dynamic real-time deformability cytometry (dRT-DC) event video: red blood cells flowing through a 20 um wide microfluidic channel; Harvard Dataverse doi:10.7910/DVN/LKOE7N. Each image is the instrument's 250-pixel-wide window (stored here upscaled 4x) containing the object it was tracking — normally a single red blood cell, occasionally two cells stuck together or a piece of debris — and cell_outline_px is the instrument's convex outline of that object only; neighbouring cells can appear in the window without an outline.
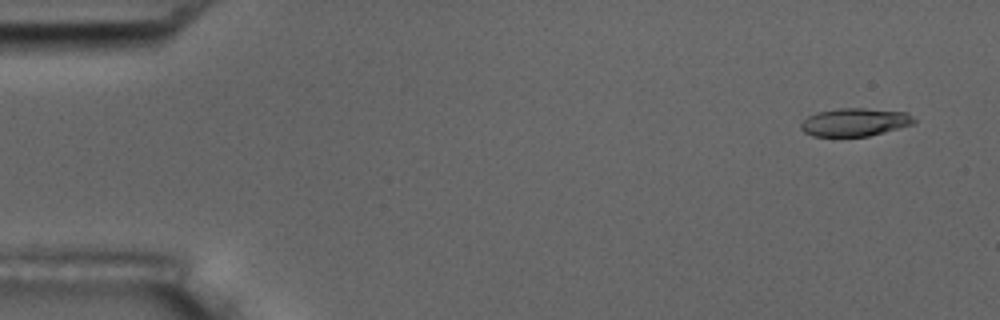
{"species": "common noctule bat (a hibernating species)", "species_latin": "Nyctalus noctula", "temperature_condition": "room temperature", "stored_images_in_passage": 4, "camera_frame_rate_fps": 3000, "um_per_image_px": 0.085, "animal": {"sex": "male", "body_mass_g": 17.5, "forearm_length_mm": 52.3}, "frame": {"image": 1, "passage_image": 1, "time_ms": 0.0, "image_size_px": [1000, 320], "cell_outline_px": [[916, 124], [868, 136], [812, 136], [804, 132], [800, 128], [800, 124], [808, 116], [816, 112], [840, 108], [864, 108], [908, 112], [916, 120]], "centroid_in_image_um": [72.68, 10.38], "position_along_channel_um": 12.3, "area_um2": 18.61}}